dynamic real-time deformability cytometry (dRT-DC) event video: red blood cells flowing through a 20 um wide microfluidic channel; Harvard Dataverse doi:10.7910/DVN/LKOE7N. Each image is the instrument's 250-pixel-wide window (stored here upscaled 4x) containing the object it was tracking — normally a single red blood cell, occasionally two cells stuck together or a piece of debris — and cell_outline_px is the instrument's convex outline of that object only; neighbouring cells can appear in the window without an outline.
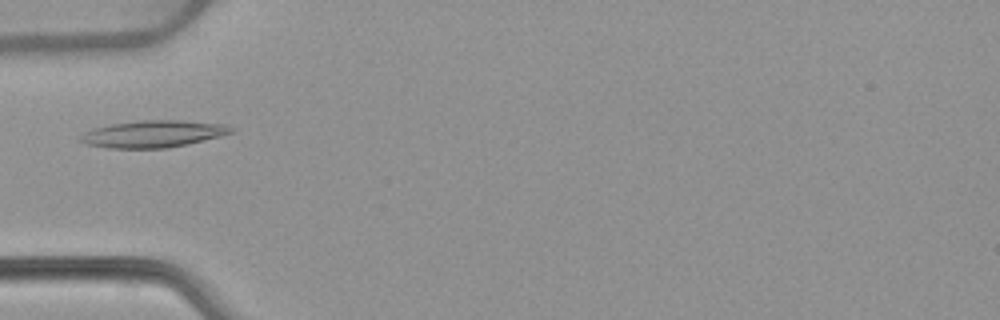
{"species": "common noctule bat (a hibernating species)", "species_latin": "Nyctalus noctula", "temperature_condition": "warm", "stored_images_in_passage": 4, "camera_frame_rate_fps": 3000, "um_per_image_px": 0.085, "animal": {"sex": "female", "body_mass_g": 22.7, "forearm_length_mm": 54.2}, "frame": {"image": 1, "passage_image": 4, "time_ms": 1.0, "image_size_px": [1000, 320], "cell_outline_px": [[236, 132], [220, 136], [168, 148], [108, 148], [88, 144], [80, 140], [76, 136], [92, 128], [112, 124], [140, 120], [180, 120], [224, 124], [236, 128]], "centroid_in_image_um": [13.02, 11.37], "position_along_channel_um": 72.0, "area_um2": 23.76}}